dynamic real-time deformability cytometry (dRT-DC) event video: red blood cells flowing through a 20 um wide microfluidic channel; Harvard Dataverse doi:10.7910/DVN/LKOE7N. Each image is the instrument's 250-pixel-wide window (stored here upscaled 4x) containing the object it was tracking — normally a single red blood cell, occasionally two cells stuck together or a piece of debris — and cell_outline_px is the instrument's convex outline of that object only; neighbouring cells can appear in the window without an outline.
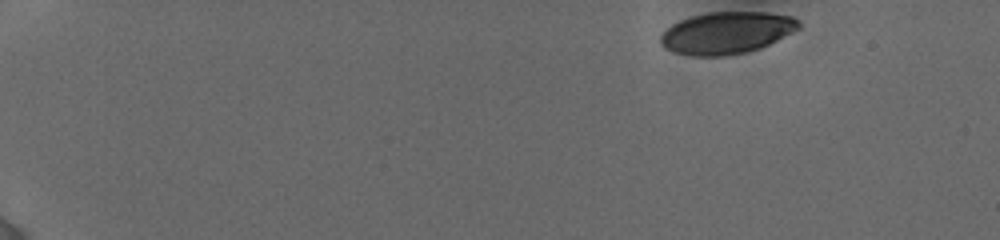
{"species": "human", "species_latin": "Homo sapiens", "temperature_condition": "cold", "stored_images_in_passage": 50, "camera_frame_rate_fps": 3000, "um_per_image_px": 0.085, "donor": {"sex": "female"}, "frame": {"image": 1, "passage_image": 1, "time_ms": 0.0, "image_size_px": [1000, 240], "cell_outline_px": [[800, 28], [760, 48], [748, 52], [724, 56], [692, 56], [676, 52], [664, 48], [660, 44], [660, 36], [672, 24], [680, 20], [692, 16], [708, 12], [768, 12], [792, 16], [800, 20]], "centroid_in_image_um": [61.77, 2.79], "position_along_channel_um": 23.2, "area_um2": 33.81}}
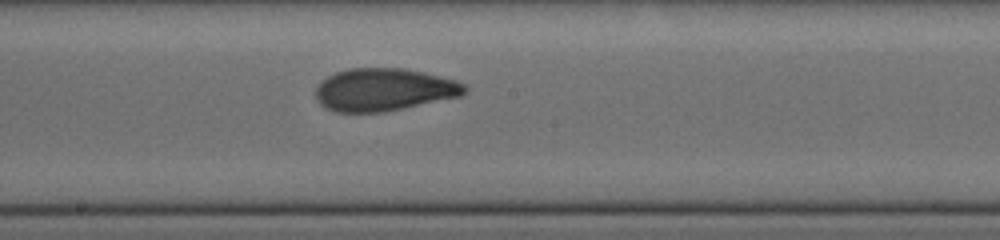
{"frame": {"image": 2, "passage_image": 28, "time_ms": 8.667, "image_size_px": [1000, 240], "cell_outline_px": [[468, 88], [460, 96], [404, 108], [384, 112], [336, 112], [320, 104], [316, 100], [316, 88], [320, 80], [336, 72], [348, 68], [404, 68], [424, 72], [456, 80], [464, 84]], "centroid_in_image_um": [32.61, 7.61], "position_along_channel_um": 215.6, "area_um2": 37.05}}
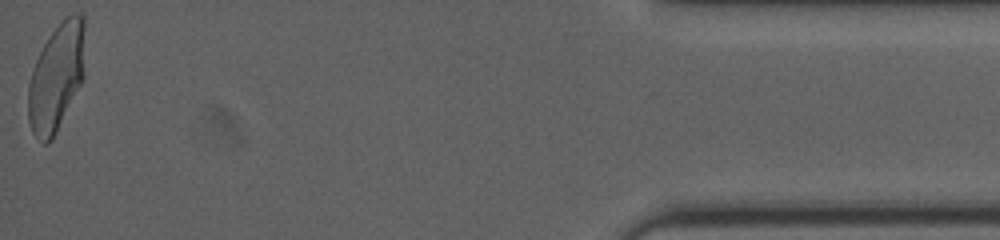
{"frame": {"image": 3, "passage_image": 50, "time_ms": 16.0, "image_size_px": [1000, 240], "cell_outline_px": [[84, 76], [52, 140], [44, 144], [32, 132], [28, 120], [28, 84], [32, 68], [44, 44], [52, 32], [72, 12], [80, 12], [84, 16]], "centroid_in_image_um": [4.79, 6.55], "position_along_channel_um": 430.4, "area_um2": 35.26}, "authors_computed_cell_mechanics": {"area_um2": 36.0383, "velocity_mm_per_s": 3.8666, "shape_relaxation_time_tau1_ms": 4.8177, "shape_relaxation_time_tau2_ms": 1.1769, "deformation_change_tau1": 0.1773, "deformation_change_tau2": 0.0615}}